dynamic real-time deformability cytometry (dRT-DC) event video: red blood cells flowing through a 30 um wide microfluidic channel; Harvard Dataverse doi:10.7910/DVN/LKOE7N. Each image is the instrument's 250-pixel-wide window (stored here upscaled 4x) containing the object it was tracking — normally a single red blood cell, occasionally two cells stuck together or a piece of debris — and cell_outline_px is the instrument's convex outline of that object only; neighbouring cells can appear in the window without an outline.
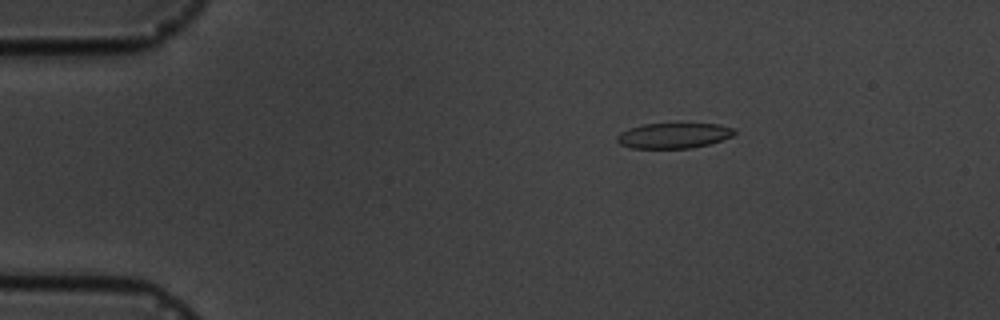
{"species": "common noctule bat (a hibernating species)", "species_latin": "Nyctalus noctula", "temperature_condition": "cold", "stored_images_in_passage": 6, "camera_frame_rate_fps": 3000, "um_per_image_px": 0.085, "animal": {"sex": "male", "body_mass_g": 19.5, "forearm_length_mm": 54.6}, "frame": {"image": 1, "passage_image": 3, "time_ms": 2.333, "image_size_px": [1000, 320], "cell_outline_px": [[736, 132], [732, 136], [708, 144], [692, 148], [628, 148], [620, 144], [616, 140], [616, 136], [620, 132], [628, 128], [644, 124], [716, 124], [732, 128]], "centroid_in_image_um": [57.19, 11.53], "position_along_channel_um": 27.8, "area_um2": 17.22}}